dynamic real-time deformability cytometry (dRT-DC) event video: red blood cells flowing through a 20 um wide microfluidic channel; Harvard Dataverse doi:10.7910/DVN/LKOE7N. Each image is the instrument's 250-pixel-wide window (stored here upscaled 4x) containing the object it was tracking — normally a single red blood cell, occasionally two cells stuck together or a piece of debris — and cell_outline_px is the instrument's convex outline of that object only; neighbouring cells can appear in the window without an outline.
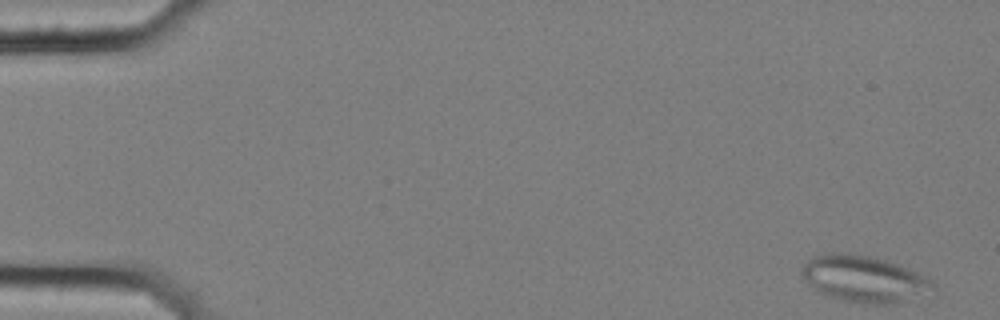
{"species": "common noctule bat (a hibernating species)", "species_latin": "Nyctalus noctula", "temperature_condition": "cold", "stored_images_in_passage": 56, "camera_frame_rate_fps": 3000, "um_per_image_px": 0.085, "animal": {"sex": "female", "body_mass_g": 25.1}, "frame": {"image": 1, "passage_image": 1, "time_ms": 0.0, "image_size_px": [1000, 320], "cell_outline_px": [[936, 288], [904, 300], [892, 304], [864, 304], [840, 300], [828, 296], [812, 288], [808, 284], [800, 272], [800, 268], [812, 256], [824, 252], [848, 252], [872, 256], [908, 268], [932, 280], [936, 284]], "centroid_in_image_um": [73.36, 23.68], "position_along_channel_um": 11.6, "area_um2": 35.66}}
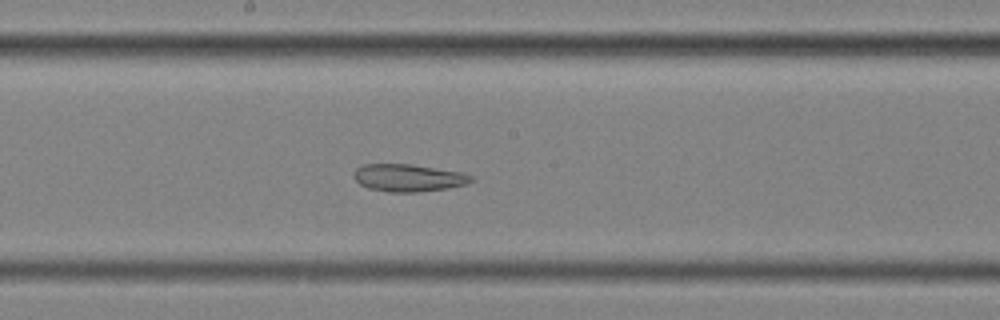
{"frame": {"image": 2, "passage_image": 30, "time_ms": 9.667, "image_size_px": [1000, 320], "cell_outline_px": [[476, 180], [468, 184], [448, 188], [416, 192], [388, 192], [368, 188], [360, 184], [352, 176], [356, 168], [364, 164], [412, 164], [460, 172], [472, 176]], "centroid_in_image_um": [34.72, 15.12], "position_along_channel_um": 213.5, "area_um2": 18.84}}
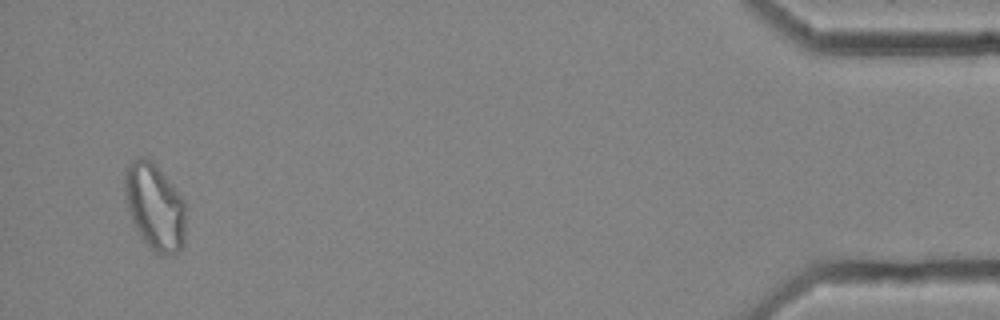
{"frame": {"image": 3, "passage_image": 54, "time_ms": 17.667, "image_size_px": [1000, 320], "cell_outline_px": [[184, 244], [176, 252], [168, 256], [164, 256], [156, 252], [140, 236], [132, 220], [124, 196], [124, 168], [136, 156], [144, 156], [152, 160], [156, 164], [172, 184], [184, 200]], "centroid_in_image_um": [13.12, 17.51], "position_along_channel_um": 422.1, "area_um2": 30.87}, "authors_computed_cell_mechanics": {"area_um2": 26.2123, "velocity_mm_per_s": 3.5358, "shape_relaxation_time_tau1_ms": null, "shape_relaxation_time_tau2_ms": 4.4979, "deformation_change_tau1": null, "deformation_change_tau2": 0.1201}}